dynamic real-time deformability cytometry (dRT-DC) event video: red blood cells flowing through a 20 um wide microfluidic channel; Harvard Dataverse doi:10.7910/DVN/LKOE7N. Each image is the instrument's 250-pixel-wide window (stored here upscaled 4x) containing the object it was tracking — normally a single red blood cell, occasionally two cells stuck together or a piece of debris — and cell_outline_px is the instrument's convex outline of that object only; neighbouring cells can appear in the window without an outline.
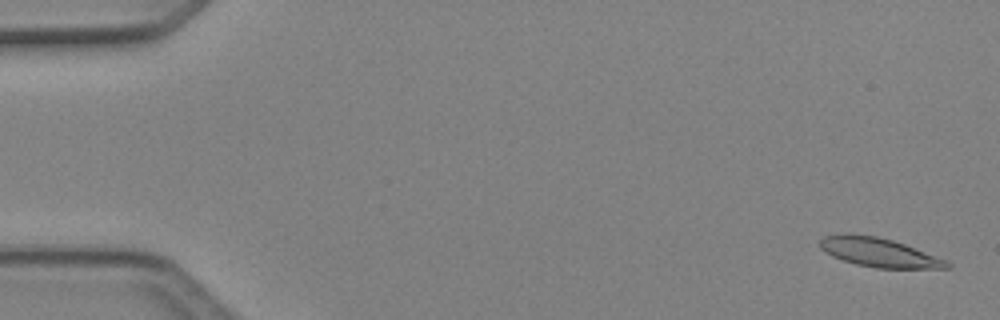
{"species": "Egyptian fruit bat (a non-hibernating species)", "species_latin": "Rousettus aegyptiacus", "temperature_condition": "cold", "stored_images_in_passage": 5, "camera_frame_rate_fps": 3000, "um_per_image_px": 0.085, "animal": {"sex": "female"}, "frame": {"image": 1, "passage_image": 1, "time_ms": 0.0, "image_size_px": [1000, 320], "cell_outline_px": [[952, 268], [876, 268], [856, 264], [832, 256], [820, 248], [820, 240], [824, 236], [840, 232], [848, 232], [876, 236], [892, 240], [904, 244], [948, 260], [952, 264]], "centroid_in_image_um": [74.7, 21.44], "position_along_channel_um": 10.3, "area_um2": 21.68}}